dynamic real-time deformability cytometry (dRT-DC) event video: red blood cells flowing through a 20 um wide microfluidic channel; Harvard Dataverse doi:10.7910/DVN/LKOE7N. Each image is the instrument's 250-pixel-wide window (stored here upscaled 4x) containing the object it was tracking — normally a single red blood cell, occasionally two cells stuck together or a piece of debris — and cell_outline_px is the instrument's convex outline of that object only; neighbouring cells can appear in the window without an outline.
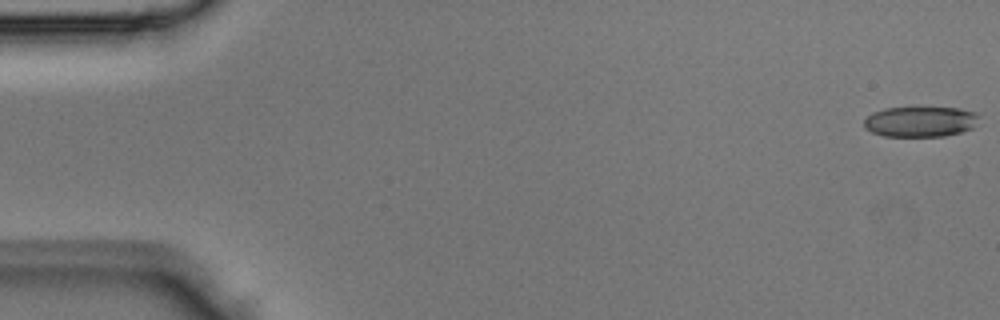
{"species": "Egyptian fruit bat (a non-hibernating species)", "species_latin": "Rousettus aegyptiacus", "temperature_condition": "room temperature", "stored_images_in_passage": 4, "camera_frame_rate_fps": 3000, "um_per_image_px": 0.085, "animal": {"sex": "male"}, "frame": {"image": 1, "passage_image": 1, "time_ms": 0.0, "image_size_px": [1000, 320], "cell_outline_px": [[980, 116], [972, 128], [960, 132], [944, 136], [884, 136], [872, 132], [864, 128], [864, 120], [872, 112], [884, 108], [916, 104], [960, 108], [976, 112]], "centroid_in_image_um": [78.22, 10.27], "position_along_channel_um": 6.8, "area_um2": 21.44}}
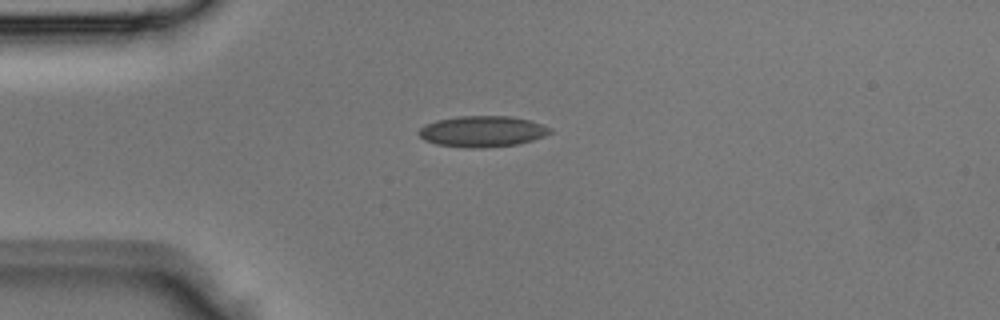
{"frame": {"image": 2, "passage_image": 4, "time_ms": 1.0, "image_size_px": [1000, 320], "cell_outline_px": [[552, 132], [544, 136], [532, 140], [516, 144], [484, 148], [464, 148], [436, 144], [424, 140], [416, 132], [424, 124], [436, 120], [460, 116], [512, 116], [528, 120], [552, 128]], "centroid_in_image_um": [40.96, 11.17], "position_along_channel_um": 44.0, "area_um2": 23.81}}